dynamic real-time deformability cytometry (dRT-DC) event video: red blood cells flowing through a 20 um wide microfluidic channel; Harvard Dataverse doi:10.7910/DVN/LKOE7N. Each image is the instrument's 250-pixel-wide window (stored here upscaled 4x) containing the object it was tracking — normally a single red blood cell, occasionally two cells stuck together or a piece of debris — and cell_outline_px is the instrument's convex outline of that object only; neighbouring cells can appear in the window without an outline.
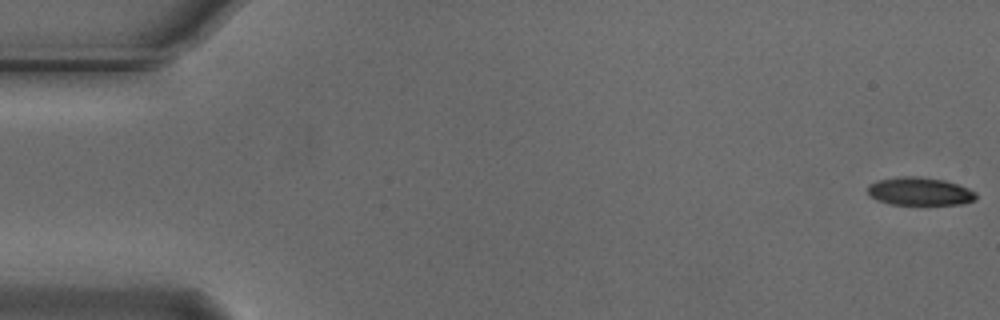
{"species": "Egyptian fruit bat (a non-hibernating species)", "species_latin": "Rousettus aegyptiacus", "temperature_condition": "cold", "stored_images_in_passage": 55, "camera_frame_rate_fps": 3000, "um_per_image_px": 0.085, "animal": {"sex": "male"}, "frame": {"image": 1, "passage_image": 1, "time_ms": 0.0, "image_size_px": [1000, 320], "cell_outline_px": [[976, 200], [960, 204], [892, 204], [876, 200], [868, 192], [868, 184], [876, 180], [896, 176], [920, 176], [944, 180], [968, 188], [976, 192]], "centroid_in_image_um": [78.15, 16.25], "position_along_channel_um": 6.8, "area_um2": 17.74}}
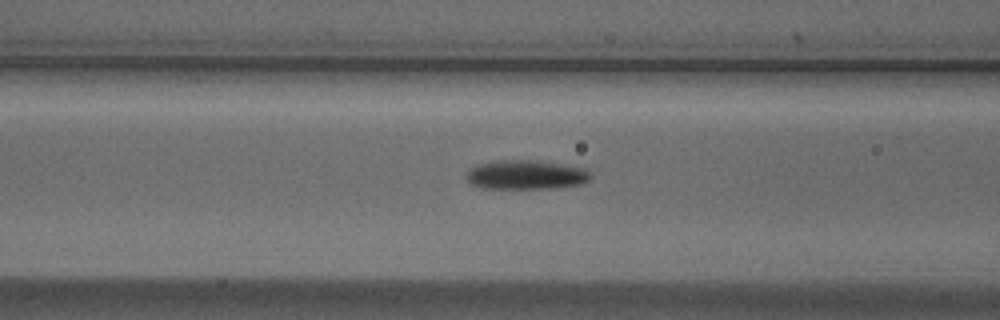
{"frame": {"image": 2, "passage_image": 22, "time_ms": 7.0, "image_size_px": [1000, 320], "cell_outline_px": [[592, 180], [584, 184], [552, 188], [484, 188], [468, 184], [464, 176], [464, 172], [476, 164], [492, 160], [536, 160], [588, 168], [592, 172]], "centroid_in_image_um": [44.7, 14.85], "position_along_channel_um": 121.9, "area_um2": 21.91}}
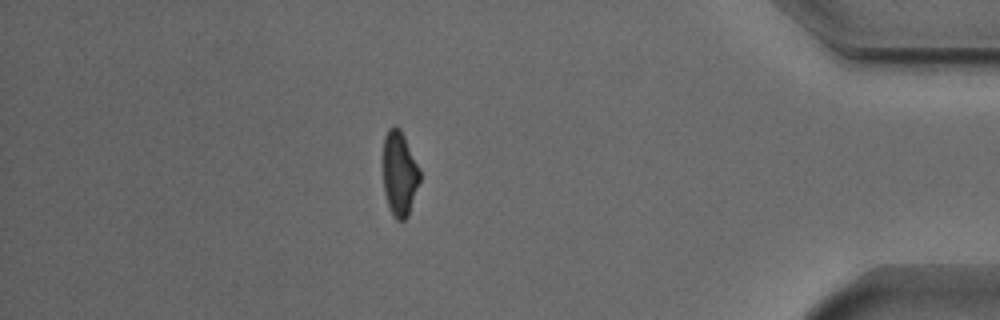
{"frame": {"image": 3, "passage_image": 48, "time_ms": 15.667, "image_size_px": [1000, 320], "cell_outline_px": [[420, 180], [408, 216], [404, 220], [396, 220], [392, 216], [384, 192], [384, 136], [388, 128], [396, 124], [400, 128], [420, 168]], "centroid_in_image_um": [33.96, 14.74], "position_along_channel_um": 401.2, "area_um2": 18.15}, "authors_computed_cell_mechanics": {"area_um2": 19.5364, "velocity_mm_per_s": 3.7309, "shape_relaxation_time_tau1_ms": 3.6127, "shape_relaxation_time_tau2_ms": 10.5966, "deformation_change_tau1": 0.1538, "deformation_change_tau2": 0.1958}}